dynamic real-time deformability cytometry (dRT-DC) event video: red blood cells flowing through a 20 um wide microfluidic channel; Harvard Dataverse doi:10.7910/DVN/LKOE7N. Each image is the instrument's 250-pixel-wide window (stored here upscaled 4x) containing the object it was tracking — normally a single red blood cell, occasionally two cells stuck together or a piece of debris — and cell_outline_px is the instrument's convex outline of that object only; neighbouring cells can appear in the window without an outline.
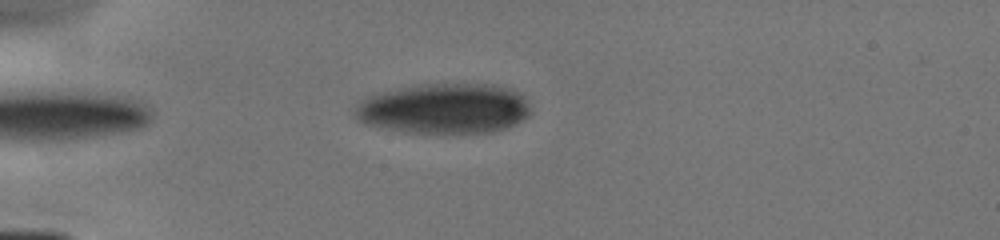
{"species": "human", "species_latin": "Homo sapiens", "temperature_condition": "cold", "stored_images_in_passage": 2, "camera_frame_rate_fps": 3000, "um_per_image_px": 0.085, "donor": {"sex": "male"}, "frame": {"image": 1, "passage_image": 2, "time_ms": 1.333, "image_size_px": [1000, 240], "cell_outline_px": [[532, 112], [528, 116], [516, 124], [492, 132], [444, 136], [404, 132], [380, 128], [364, 124], [356, 120], [352, 112], [368, 96], [380, 92], [396, 88], [428, 84], [492, 84], [512, 88], [520, 92], [524, 96]], "centroid_in_image_um": [37.77, 9.27], "position_along_channel_um": 47.2, "area_um2": 52.94}}